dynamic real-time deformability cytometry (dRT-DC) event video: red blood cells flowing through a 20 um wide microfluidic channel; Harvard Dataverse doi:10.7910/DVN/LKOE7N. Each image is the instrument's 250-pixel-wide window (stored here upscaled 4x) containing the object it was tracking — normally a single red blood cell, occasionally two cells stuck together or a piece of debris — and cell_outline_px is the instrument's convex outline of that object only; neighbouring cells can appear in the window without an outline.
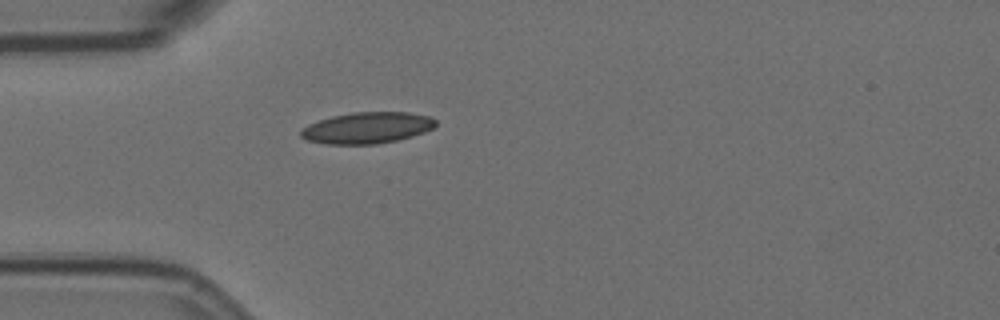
{"species": "Egyptian fruit bat (a non-hibernating species)", "species_latin": "Rousettus aegyptiacus", "temperature_condition": "room temperature", "stored_images_in_passage": 1, "camera_frame_rate_fps": 3000, "um_per_image_px": 0.085, "animal": {"sex": "female"}, "frame": {"image": 1, "passage_image": 1, "time_ms": 0.0, "image_size_px": [1000, 320], "cell_outline_px": [[436, 124], [432, 128], [424, 132], [412, 136], [396, 140], [376, 144], [324, 144], [308, 140], [300, 136], [300, 132], [308, 124], [332, 116], [352, 112], [408, 112], [432, 116], [436, 120]], "centroid_in_image_um": [31.22, 10.86], "position_along_channel_um": 53.8, "area_um2": 24.57}}